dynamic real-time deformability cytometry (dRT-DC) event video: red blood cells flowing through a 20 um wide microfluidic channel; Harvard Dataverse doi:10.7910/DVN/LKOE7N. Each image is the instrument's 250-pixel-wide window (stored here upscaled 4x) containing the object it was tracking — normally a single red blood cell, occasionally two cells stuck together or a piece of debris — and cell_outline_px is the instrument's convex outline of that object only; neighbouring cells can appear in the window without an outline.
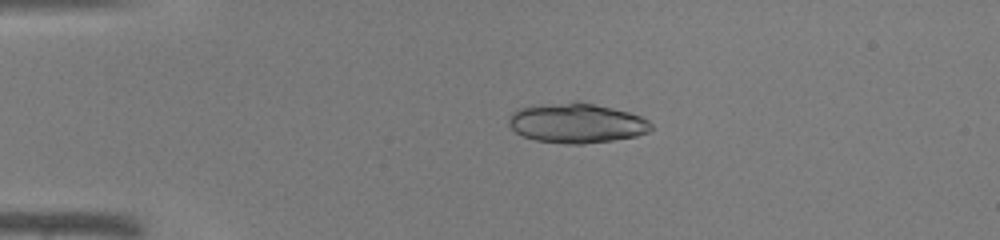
{"species": "common noctule bat (a hibernating species)", "species_latin": "Nyctalus noctula", "temperature_condition": "warm", "stored_images_in_passage": 35, "camera_frame_rate_fps": 3000, "um_per_image_px": 0.085, "animal": {"sex": "male", "body_mass_g": 19.0, "forearm_length_mm": 50.8}, "frame": {"image": 1, "passage_image": 1, "time_ms": 0.0, "image_size_px": [1000, 240], "cell_outline_px": [[652, 128], [648, 132], [636, 136], [612, 140], [584, 144], [568, 144], [536, 140], [524, 136], [516, 132], [508, 124], [508, 116], [512, 112], [520, 108], [576, 100], [580, 100], [628, 112], [640, 116], [648, 120], [652, 124]], "centroid_in_image_um": [49.02, 10.45], "position_along_channel_um": 36.0, "area_um2": 33.0}}